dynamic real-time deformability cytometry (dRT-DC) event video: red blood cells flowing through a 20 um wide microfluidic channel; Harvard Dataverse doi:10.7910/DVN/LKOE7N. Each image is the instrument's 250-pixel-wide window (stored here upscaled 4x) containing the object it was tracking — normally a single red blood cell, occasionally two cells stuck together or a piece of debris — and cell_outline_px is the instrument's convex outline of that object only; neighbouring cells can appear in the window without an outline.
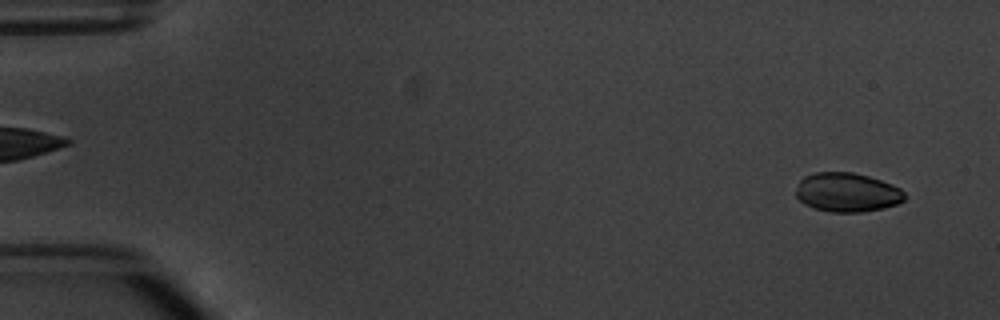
{"species": "common noctule bat (a hibernating species)", "species_latin": "Nyctalus noctula", "temperature_condition": "warm", "stored_images_in_passage": 5, "segment_of_instrument_passage": [2, 2], "camera_frame_rate_fps": 3000, "um_per_image_px": 0.085, "animal": {"sex": "male", "body_mass_g": 20.1, "forearm_length_mm": 53.5}, "frame": {"image": 1, "passage_image": 5, "time_ms": 4.667, "image_size_px": [1000, 320], "cell_outline_px": [[908, 196], [904, 200], [896, 204], [884, 208], [860, 212], [828, 212], [804, 204], [796, 196], [796, 188], [800, 180], [804, 176], [816, 172], [852, 172], [868, 176], [892, 184], [900, 188]], "centroid_in_image_um": [72.01, 16.35], "position_along_channel_um": 13.0, "area_um2": 24.85}}